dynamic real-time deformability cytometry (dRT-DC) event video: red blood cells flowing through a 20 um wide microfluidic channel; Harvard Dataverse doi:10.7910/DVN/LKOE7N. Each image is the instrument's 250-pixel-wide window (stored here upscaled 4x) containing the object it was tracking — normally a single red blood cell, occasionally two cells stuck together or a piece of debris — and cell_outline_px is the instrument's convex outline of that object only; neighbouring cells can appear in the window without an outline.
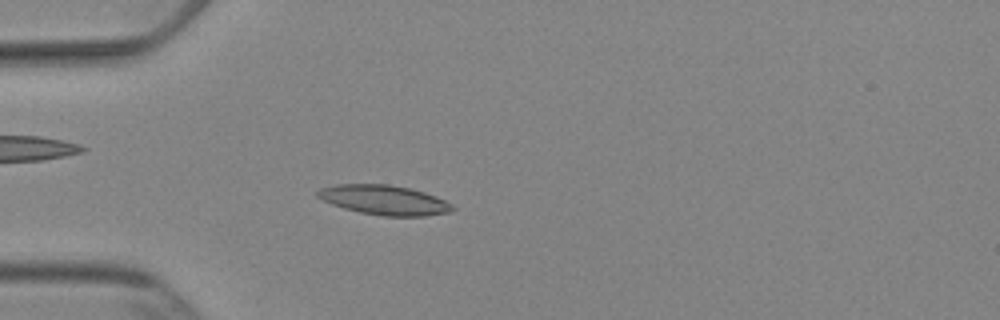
{"species": "Egyptian fruit bat (a non-hibernating species)", "species_latin": "Rousettus aegyptiacus", "temperature_condition": "cold", "stored_images_in_passage": 52, "camera_frame_rate_fps": 3000, "um_per_image_px": 0.085, "animal": {"sex": "female"}, "frame": {"image": 1, "passage_image": 15, "time_ms": 4.667, "image_size_px": [1000, 320], "cell_outline_px": [[456, 208], [452, 212], [424, 216], [384, 216], [360, 212], [344, 208], [332, 204], [316, 196], [316, 192], [320, 188], [336, 184], [388, 184], [408, 188], [424, 192], [436, 196], [452, 204]], "centroid_in_image_um": [32.68, 17.0], "position_along_channel_um": 52.3, "area_um2": 23.29}}
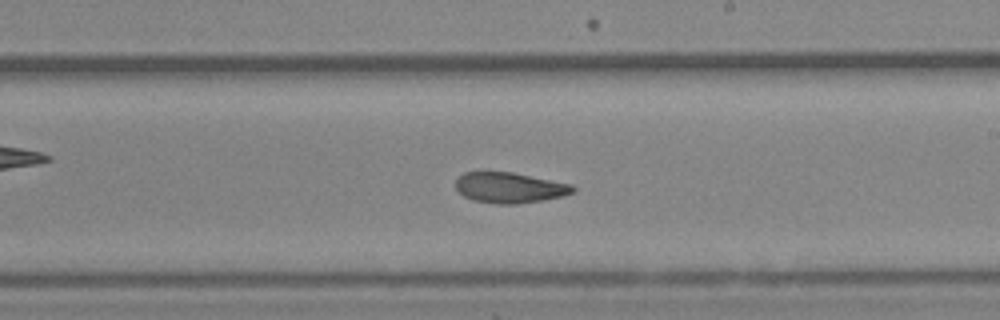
{"frame": {"image": 2, "passage_image": 31, "time_ms": 10.0, "image_size_px": [1000, 320], "cell_outline_px": [[576, 192], [564, 196], [544, 200], [516, 204], [496, 204], [472, 200], [464, 196], [456, 188], [456, 180], [464, 172], [512, 172], [572, 184], [576, 188]], "centroid_in_image_um": [43.36, 15.96], "position_along_channel_um": 245.6, "area_um2": 20.98}}
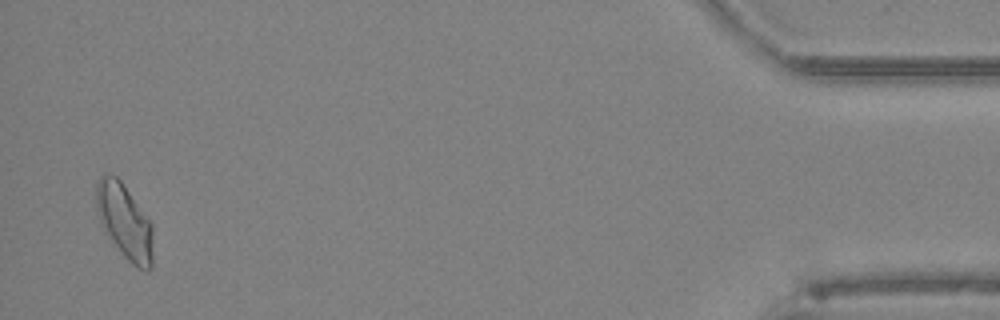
{"frame": {"image": 3, "passage_image": 51, "time_ms": 16.667, "image_size_px": [1000, 320], "cell_outline_px": [[152, 268], [148, 272], [132, 264], [124, 256], [112, 240], [100, 220], [96, 204], [96, 180], [104, 172], [116, 176], [120, 180], [152, 224]], "centroid_in_image_um": [10.59, 18.8], "position_along_channel_um": 424.6, "area_um2": 24.28}, "authors_computed_cell_mechanics": {"area_um2": 21.964, "velocity_mm_per_s": 3.8636, "shape_relaxation_time_tau1_ms": 4.965, "shape_relaxation_time_tau2_ms": 3.5761, "deformation_change_tau1": 0.132, "deformation_change_tau2": 0.0925}}